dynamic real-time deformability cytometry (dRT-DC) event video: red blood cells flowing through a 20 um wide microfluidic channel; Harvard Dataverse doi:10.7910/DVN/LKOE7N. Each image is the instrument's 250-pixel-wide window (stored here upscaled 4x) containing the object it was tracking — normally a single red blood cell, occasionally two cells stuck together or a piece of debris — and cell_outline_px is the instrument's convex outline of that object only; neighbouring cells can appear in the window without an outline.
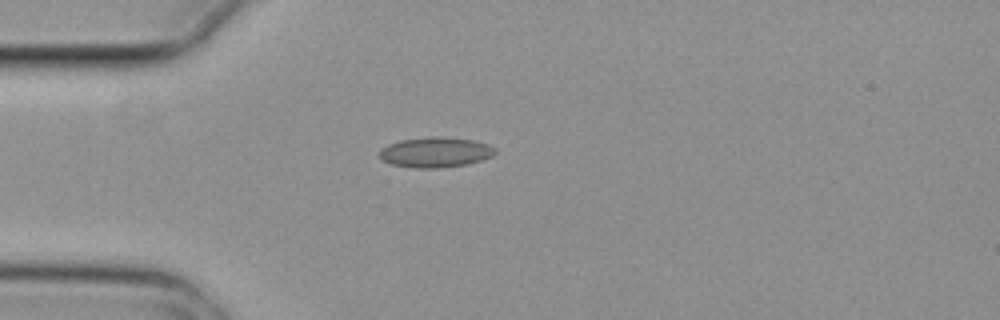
{"species": "common noctule bat (a hibernating species)", "species_latin": "Nyctalus noctula", "temperature_condition": "cold", "stored_images_in_passage": 1, "camera_frame_rate_fps": 3000, "um_per_image_px": 0.085, "animal": {"sex": "female", "body_mass_g": 29.2, "forearm_length_mm": 56.3}, "frame": {"image": 1, "passage_image": 1, "time_ms": 0.0, "image_size_px": [1000, 320], "cell_outline_px": [[496, 152], [492, 156], [468, 164], [440, 168], [412, 168], [392, 164], [380, 160], [380, 152], [388, 144], [400, 140], [432, 136], [440, 136], [472, 140], [488, 144], [496, 148]], "centroid_in_image_um": [37.02, 12.94], "position_along_channel_um": 48.0, "area_um2": 20.4}}